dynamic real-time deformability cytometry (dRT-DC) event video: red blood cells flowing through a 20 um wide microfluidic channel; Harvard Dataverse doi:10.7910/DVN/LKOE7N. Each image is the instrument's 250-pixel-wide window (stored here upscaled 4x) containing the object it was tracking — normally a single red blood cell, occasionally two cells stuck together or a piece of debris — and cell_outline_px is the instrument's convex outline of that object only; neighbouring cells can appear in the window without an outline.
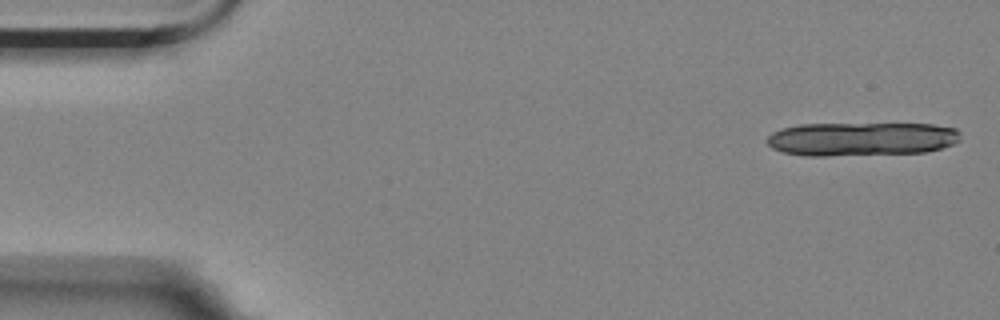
{"species": "Egyptian fruit bat (a non-hibernating species)", "species_latin": "Rousettus aegyptiacus", "temperature_condition": "room temperature", "stored_images_in_passage": 5, "camera_frame_rate_fps": 3000, "um_per_image_px": 0.085, "animal": {"sex": "female"}, "frame": {"image": 1, "passage_image": 1, "time_ms": 0.0, "image_size_px": [1000, 320], "cell_outline_px": [[960, 140], [952, 144], [940, 148], [924, 152], [824, 156], [808, 156], [780, 152], [772, 148], [764, 140], [772, 132], [784, 128], [800, 124], [932, 124], [956, 128], [960, 132]], "centroid_in_image_um": [73.19, 11.81], "position_along_channel_um": 11.8, "area_um2": 38.09}}